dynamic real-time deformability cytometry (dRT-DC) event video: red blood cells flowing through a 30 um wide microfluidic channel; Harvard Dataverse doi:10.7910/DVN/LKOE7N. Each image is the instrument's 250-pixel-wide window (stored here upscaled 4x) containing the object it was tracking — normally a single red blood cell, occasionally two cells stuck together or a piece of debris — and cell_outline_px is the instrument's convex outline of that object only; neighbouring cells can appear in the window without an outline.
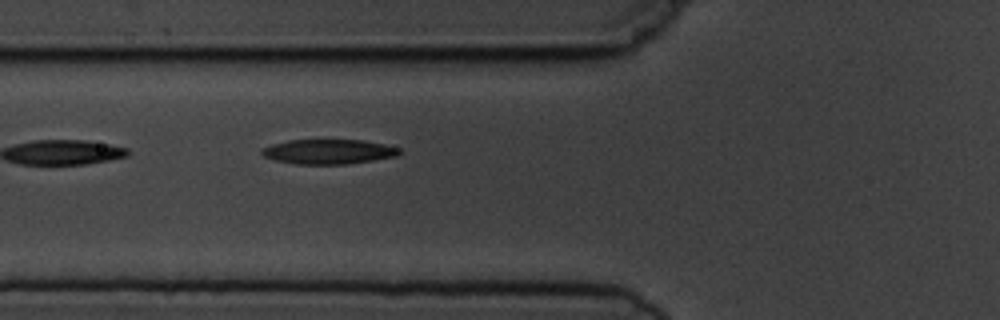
{"species": "common noctule bat (a hibernating species)", "species_latin": "Nyctalus noctula", "temperature_condition": "cold", "stored_images_in_passage": 6, "camera_frame_rate_fps": 3000, "um_per_image_px": 0.085, "animal": {"sex": "male", "body_mass_g": 19.5, "forearm_length_mm": 54.6}, "frame": {"image": 1, "passage_image": 6, "time_ms": 5.667, "image_size_px": [1000, 320], "cell_outline_px": [[404, 152], [396, 156], [348, 164], [296, 164], [276, 160], [264, 156], [260, 152], [264, 148], [272, 144], [288, 140], [364, 140], [384, 144], [400, 148]], "centroid_in_image_um": [27.97, 12.89], "position_along_channel_um": 97.8, "area_um2": 19.77}}